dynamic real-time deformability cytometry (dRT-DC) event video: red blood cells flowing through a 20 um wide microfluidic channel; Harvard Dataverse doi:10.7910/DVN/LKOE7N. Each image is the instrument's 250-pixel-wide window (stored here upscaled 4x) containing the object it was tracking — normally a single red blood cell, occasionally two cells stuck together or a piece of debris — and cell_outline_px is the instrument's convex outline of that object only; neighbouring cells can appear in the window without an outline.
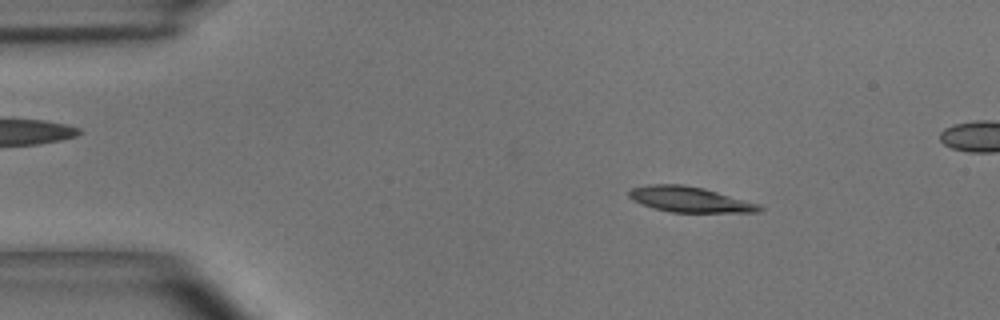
{"species": "common noctule bat (a hibernating species)", "species_latin": "Nyctalus noctula", "temperature_condition": "room temperature", "stored_images_in_passage": 6, "camera_frame_rate_fps": 3000, "um_per_image_px": 0.085, "animal": {"sex": "male", "body_mass_g": 15.6}, "frame": {"image": 1, "passage_image": 3, "time_ms": 0.667, "image_size_px": [1000, 320], "cell_outline_px": [[764, 208], [760, 212], [672, 212], [652, 208], [632, 200], [628, 196], [628, 192], [632, 188], [648, 184], [684, 184], [704, 188], [760, 204]], "centroid_in_image_um": [58.62, 16.95], "position_along_channel_um": 26.4, "area_um2": 19.42}}